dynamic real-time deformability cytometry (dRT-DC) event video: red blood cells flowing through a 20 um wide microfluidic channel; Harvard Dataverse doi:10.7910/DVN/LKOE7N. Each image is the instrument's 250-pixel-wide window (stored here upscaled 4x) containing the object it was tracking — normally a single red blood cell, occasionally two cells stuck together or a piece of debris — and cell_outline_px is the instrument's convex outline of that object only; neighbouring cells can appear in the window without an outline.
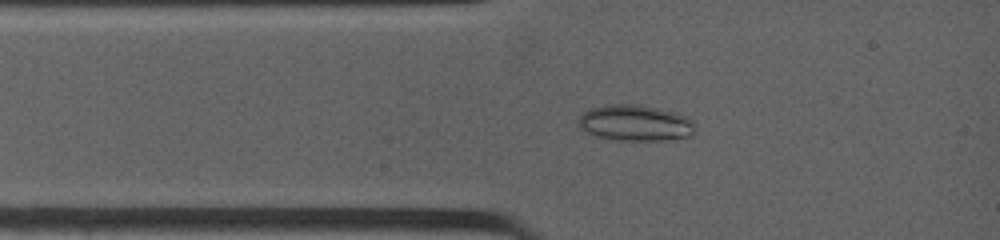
{"species": "common noctule bat (a hibernating species)", "species_latin": "Nyctalus noctula", "temperature_condition": "warm", "stored_images_in_passage": 3, "camera_frame_rate_fps": 4500, "um_per_image_px": 0.085, "animal": {"sex": "female", "body_mass_g": 19.0, "forearm_length_mm": 53.3}, "frame": {"image": 1, "passage_image": 2, "time_ms": 0.667, "image_size_px": [1000, 240], "cell_outline_px": [[692, 136], [664, 140], [616, 140], [596, 136], [584, 132], [580, 128], [580, 116], [584, 112], [592, 108], [608, 104], [640, 104], [676, 112], [688, 116], [692, 120]], "centroid_in_image_um": [53.99, 10.44], "position_along_channel_um": 31.0, "area_um2": 24.45}}